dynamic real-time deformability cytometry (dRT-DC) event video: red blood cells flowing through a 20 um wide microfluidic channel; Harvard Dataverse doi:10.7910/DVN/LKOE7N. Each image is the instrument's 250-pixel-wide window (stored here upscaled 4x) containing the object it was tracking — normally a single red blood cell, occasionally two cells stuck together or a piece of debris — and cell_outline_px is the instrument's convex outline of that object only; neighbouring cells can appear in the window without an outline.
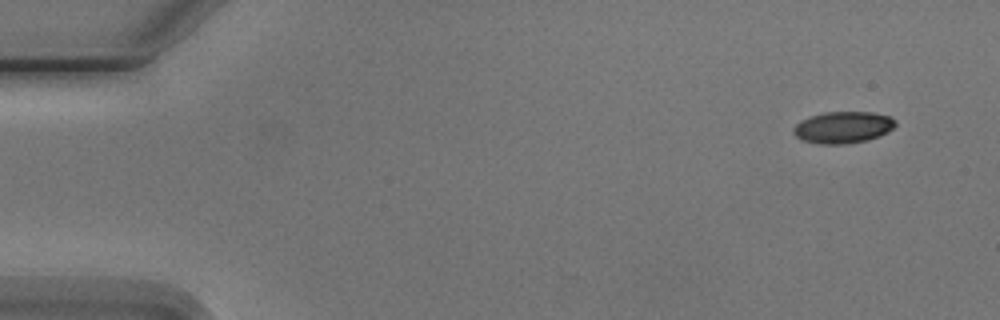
{"species": "Egyptian fruit bat (a non-hibernating species)", "species_latin": "Rousettus aegyptiacus", "temperature_condition": "cold", "stored_images_in_passage": 7, "camera_frame_rate_fps": 3000, "um_per_image_px": 0.085, "animal": {"sex": "male"}, "frame": {"image": 1, "passage_image": 1, "time_ms": 0.0, "image_size_px": [1000, 320], "cell_outline_px": [[896, 124], [888, 132], [880, 136], [868, 140], [844, 144], [820, 144], [804, 140], [796, 136], [792, 132], [792, 128], [800, 120], [824, 112], [872, 112], [892, 116], [896, 120]], "centroid_in_image_um": [71.68, 10.82], "position_along_channel_um": 13.3, "area_um2": 18.96}}
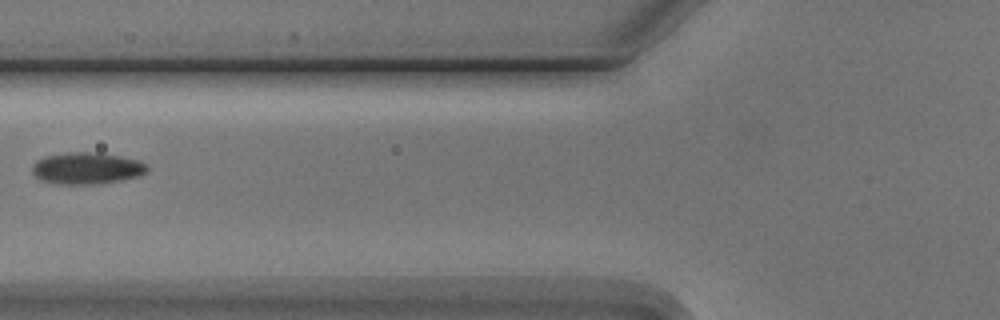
{"frame": {"image": 2, "passage_image": 6, "time_ms": 6.0, "image_size_px": [1000, 320], "cell_outline_px": [[148, 172], [140, 176], [120, 180], [92, 184], [60, 184], [40, 180], [32, 172], [32, 164], [36, 160], [44, 156], [68, 152], [100, 152], [140, 160], [148, 164]], "centroid_in_image_um": [7.4, 14.29], "position_along_channel_um": 118.4, "area_um2": 21.5}}
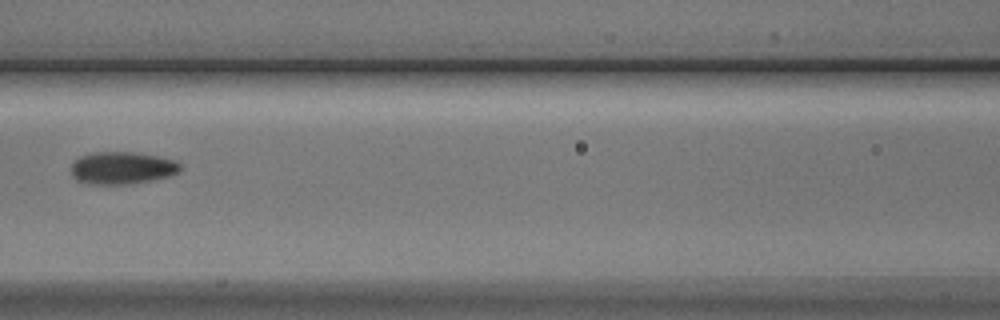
{"frame": {"image": 3, "passage_image": 7, "time_ms": 7.0, "image_size_px": [1000, 320], "cell_outline_px": [[180, 168], [176, 172], [168, 176], [152, 180], [128, 184], [88, 184], [76, 180], [72, 176], [72, 164], [80, 156], [92, 152], [132, 152], [156, 156], [176, 160], [180, 164]], "centroid_in_image_um": [10.34, 14.27], "position_along_channel_um": 156.3, "area_um2": 20.46}}